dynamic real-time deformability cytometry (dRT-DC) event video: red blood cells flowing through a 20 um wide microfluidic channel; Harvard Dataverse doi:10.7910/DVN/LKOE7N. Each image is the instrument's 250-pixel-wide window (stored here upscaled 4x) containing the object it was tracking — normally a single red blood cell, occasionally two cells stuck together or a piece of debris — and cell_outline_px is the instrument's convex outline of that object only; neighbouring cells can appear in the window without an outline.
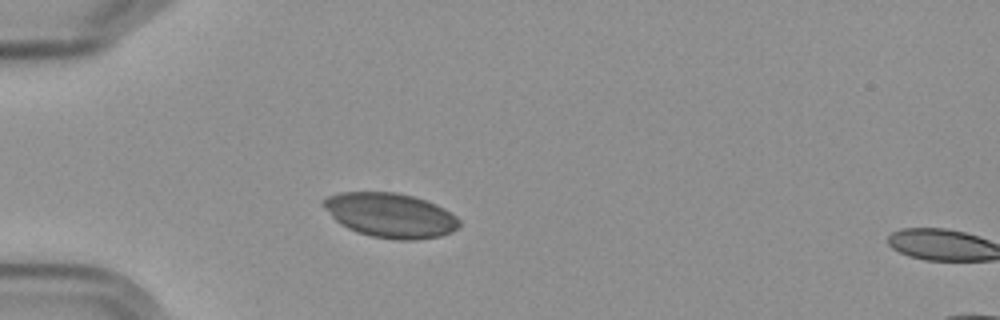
{"species": "Egyptian fruit bat (a non-hibernating species)", "species_latin": "Rousettus aegyptiacus", "temperature_condition": "cold", "stored_images_in_passage": 2, "camera_frame_rate_fps": 3000, "um_per_image_px": 0.085, "frame": {"image": 1, "passage_image": 1, "time_ms": 0.0, "image_size_px": [1000, 320], "cell_outline_px": [[460, 224], [452, 232], [440, 236], [416, 240], [396, 240], [372, 236], [356, 232], [340, 224], [320, 204], [320, 200], [328, 196], [340, 192], [396, 192], [412, 196], [436, 204], [444, 208], [456, 216], [460, 220]], "centroid_in_image_um": [33.16, 18.29], "position_along_channel_um": 51.8, "area_um2": 35.37}}